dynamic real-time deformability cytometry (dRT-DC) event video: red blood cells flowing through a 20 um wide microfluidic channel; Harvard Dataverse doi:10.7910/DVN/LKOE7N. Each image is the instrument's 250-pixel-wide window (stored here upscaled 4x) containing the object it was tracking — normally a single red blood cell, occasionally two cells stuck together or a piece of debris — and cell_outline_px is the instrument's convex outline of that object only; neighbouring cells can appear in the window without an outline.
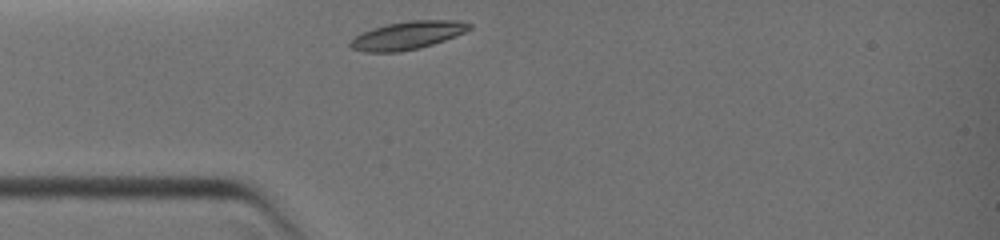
{"species": "common noctule bat (a hibernating species)", "species_latin": "Nyctalus noctula", "temperature_condition": "warm", "stored_images_in_passage": 9, "camera_frame_rate_fps": 3000, "um_per_image_px": 0.085, "animal": {"sex": "female", "body_mass_g": 19.0, "forearm_length_mm": 51.5}, "frame": {"image": 1, "passage_image": 1, "time_ms": 0.0, "image_size_px": [1000, 240], "cell_outline_px": [[472, 28], [456, 36], [420, 48], [400, 52], [364, 52], [352, 48], [348, 44], [356, 36], [372, 28], [388, 24], [408, 20], [460, 20], [472, 24]], "centroid_in_image_um": [34.67, 3.0], "position_along_channel_um": 50.3, "area_um2": 19.42}}
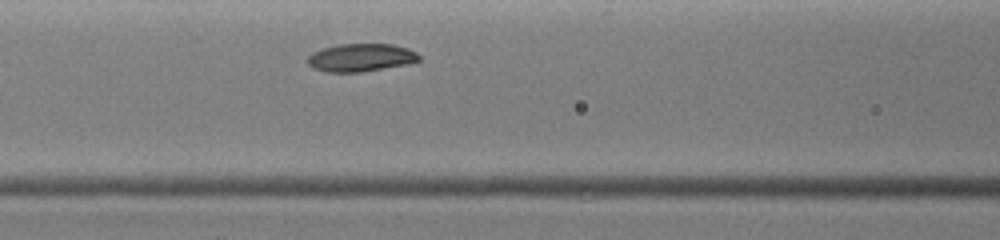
{"frame": {"image": 2, "passage_image": 6, "time_ms": 2.0, "image_size_px": [1000, 240], "cell_outline_px": [[420, 60], [408, 64], [360, 72], [328, 72], [312, 68], [308, 64], [308, 56], [312, 52], [324, 48], [340, 44], [392, 44], [408, 48], [416, 52], [420, 56]], "centroid_in_image_um": [30.68, 4.89], "position_along_channel_um": 135.9, "area_um2": 18.09}}
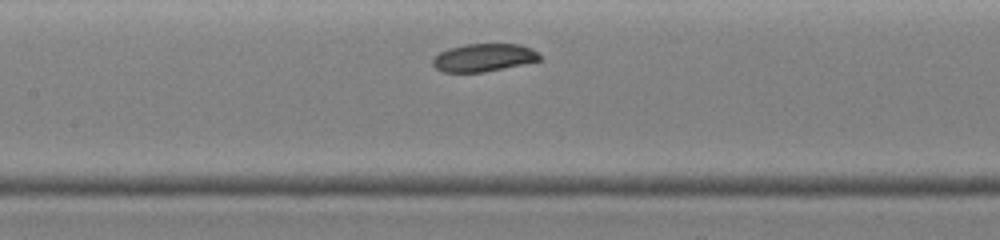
{"frame": {"image": 3, "passage_image": 8, "time_ms": 2.667, "image_size_px": [1000, 240], "cell_outline_px": [[540, 60], [504, 68], [484, 72], [444, 72], [436, 68], [432, 64], [432, 56], [448, 48], [464, 44], [520, 44], [532, 48], [540, 56]], "centroid_in_image_um": [41.07, 4.89], "position_along_channel_um": 166.3, "area_um2": 17.4}}